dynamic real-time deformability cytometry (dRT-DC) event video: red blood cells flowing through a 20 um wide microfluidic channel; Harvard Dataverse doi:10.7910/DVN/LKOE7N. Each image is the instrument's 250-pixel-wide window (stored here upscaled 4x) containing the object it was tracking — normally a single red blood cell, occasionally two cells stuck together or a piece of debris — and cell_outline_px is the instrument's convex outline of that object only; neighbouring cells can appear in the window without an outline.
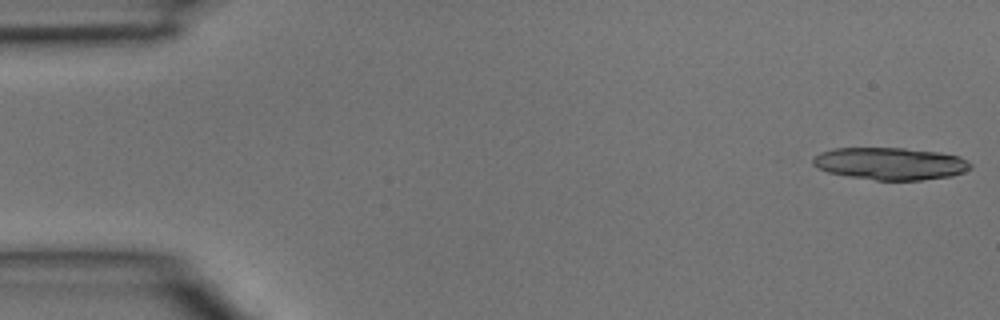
{"species": "common noctule bat (a hibernating species)", "species_latin": "Nyctalus noctula", "temperature_condition": "room temperature", "stored_images_in_passage": 4, "camera_frame_rate_fps": 3000, "um_per_image_px": 0.085, "animal": {"sex": "male", "body_mass_g": 15.6}, "frame": {"image": 1, "passage_image": 1, "time_ms": 0.0, "image_size_px": [1000, 320], "cell_outline_px": [[972, 168], [964, 172], [952, 176], [920, 180], [876, 180], [848, 176], [828, 172], [816, 168], [812, 164], [812, 160], [820, 152], [836, 148], [904, 148], [936, 152], [960, 156], [968, 160], [972, 164]], "centroid_in_image_um": [75.69, 13.91], "position_along_channel_um": 9.3, "area_um2": 29.71}}